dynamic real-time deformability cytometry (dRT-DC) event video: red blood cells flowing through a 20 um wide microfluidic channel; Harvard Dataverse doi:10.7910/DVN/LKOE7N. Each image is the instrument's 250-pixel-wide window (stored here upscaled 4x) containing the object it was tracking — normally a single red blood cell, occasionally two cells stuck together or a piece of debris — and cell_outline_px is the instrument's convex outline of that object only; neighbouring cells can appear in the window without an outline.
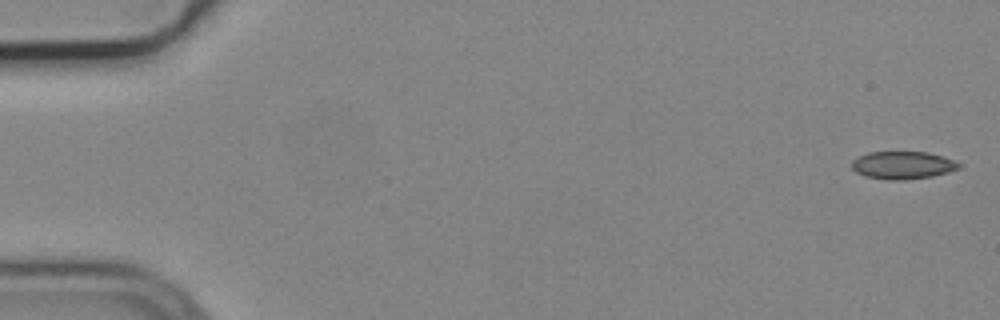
{"species": "common noctule bat (a hibernating species)", "species_latin": "Nyctalus noctula", "temperature_condition": "cold", "stored_images_in_passage": 9, "camera_frame_rate_fps": 3000, "um_per_image_px": 0.085, "animal": {"sex": "male", "body_mass_g": 19.2, "forearm_length_mm": 51.8}, "frame": {"image": 1, "passage_image": 1, "time_ms": 0.0, "image_size_px": [1000, 320], "cell_outline_px": [[964, 164], [960, 168], [948, 172], [932, 176], [904, 180], [888, 180], [864, 176], [856, 172], [852, 168], [852, 160], [868, 152], [928, 152], [944, 156]], "centroid_in_image_um": [76.77, 14.04], "position_along_channel_um": 8.2, "area_um2": 17.46}}
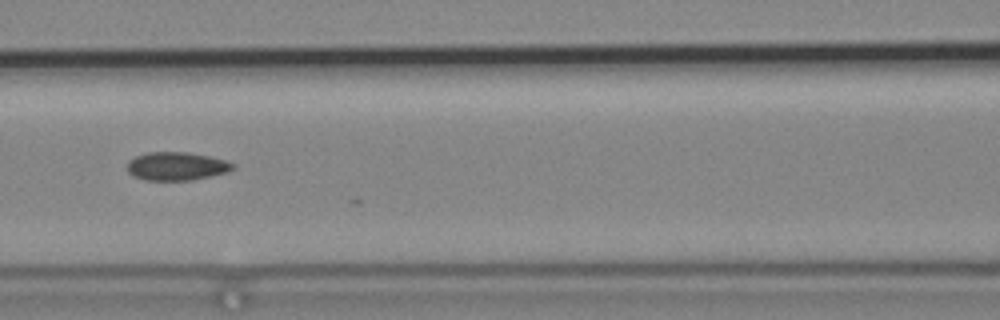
{"frame": {"image": 2, "passage_image": 7, "time_ms": 2.0, "image_size_px": [1000, 320], "cell_outline_px": [[236, 168], [228, 172], [192, 180], [144, 180], [132, 176], [128, 172], [128, 160], [136, 156], [148, 152], [188, 152], [208, 156], [224, 160], [236, 164]], "centroid_in_image_um": [15.01, 14.13], "position_along_channel_um": 151.6, "area_um2": 17.51}}
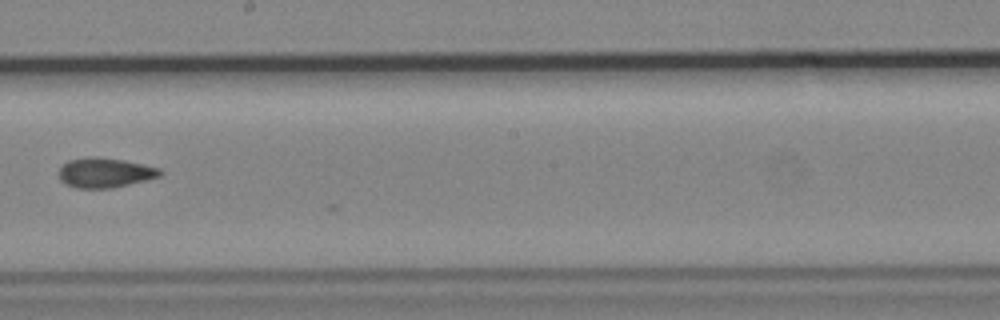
{"frame": {"image": 3, "passage_image": 9, "time_ms": 2.667, "image_size_px": [1000, 320], "cell_outline_px": [[164, 172], [160, 176], [112, 188], [76, 188], [64, 184], [60, 180], [60, 168], [68, 160], [92, 156], [96, 156], [124, 160], [144, 164], [160, 168]], "centroid_in_image_um": [8.92, 14.67], "position_along_channel_um": 239.3, "area_um2": 17.57}}